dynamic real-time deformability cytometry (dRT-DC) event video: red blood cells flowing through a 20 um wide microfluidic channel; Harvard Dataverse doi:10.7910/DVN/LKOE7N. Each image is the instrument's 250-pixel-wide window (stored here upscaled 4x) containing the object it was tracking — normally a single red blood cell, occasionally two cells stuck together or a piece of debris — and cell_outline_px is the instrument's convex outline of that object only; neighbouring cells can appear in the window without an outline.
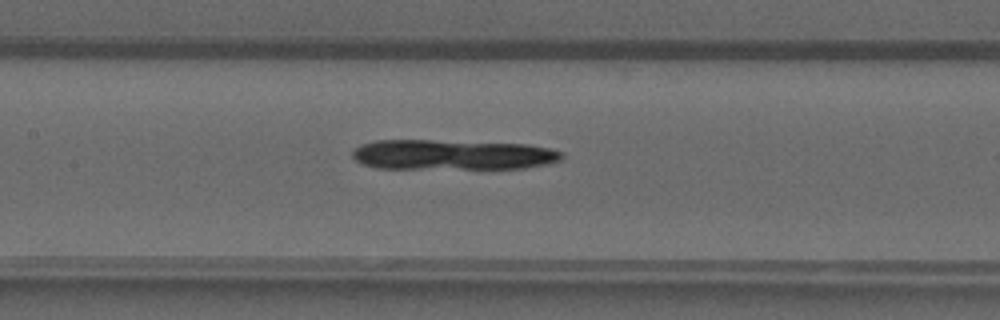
{"species": "common noctule bat (a hibernating species)", "species_latin": "Nyctalus noctula", "temperature_condition": "warm", "stored_images_in_passage": 47, "camera_frame_rate_fps": 3000, "um_per_image_px": 0.085, "animal": {"sex": "male", "forearm_length_mm": 52.5}, "frame": {"image": 1, "passage_image": 21, "time_ms": 6.667, "image_size_px": [1000, 320], "cell_outline_px": [[556, 156], [548, 160], [524, 164], [376, 164], [364, 160], [356, 152], [364, 148], [376, 144], [444, 144], [536, 148], [556, 152]], "centroid_in_image_um": [38.42, 13.13], "position_along_channel_um": 169.0, "area_um2": 24.85}}
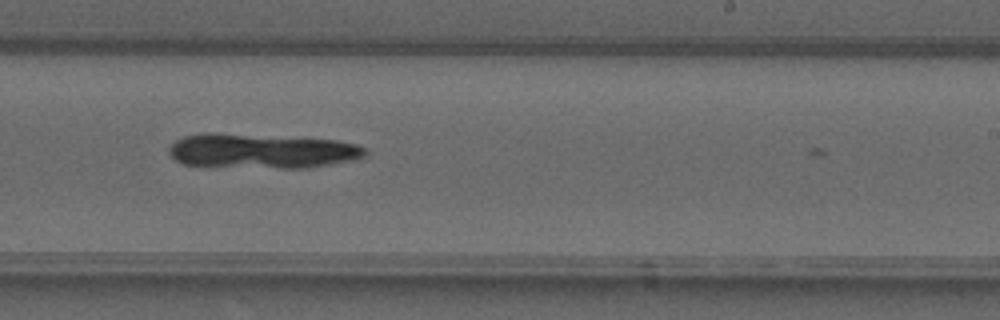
{"frame": {"image": 2, "passage_image": 28, "time_ms": 9.0, "image_size_px": [1000, 320], "cell_outline_px": [[356, 152], [348, 156], [324, 160], [296, 164], [284, 164], [184, 160], [176, 156], [176, 148], [180, 144], [188, 140], [204, 136], [224, 136], [312, 140], [344, 144], [356, 148]], "centroid_in_image_um": [22.14, 12.76], "position_along_channel_um": 266.9, "area_um2": 28.21}}
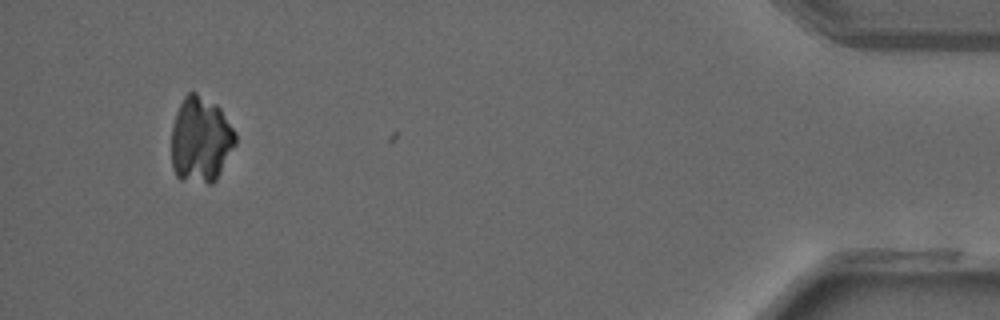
{"frame": {"image": 3, "passage_image": 44, "time_ms": 14.333, "image_size_px": [1000, 320], "cell_outline_px": [[232, 144], [212, 180], [208, 180], [180, 176], [176, 172], [172, 156], [172, 140], [176, 124], [180, 112], [188, 96], [192, 92], [216, 108], [220, 112], [232, 132]], "centroid_in_image_um": [17.0, 11.87], "position_along_channel_um": 418.2, "area_um2": 27.34}}